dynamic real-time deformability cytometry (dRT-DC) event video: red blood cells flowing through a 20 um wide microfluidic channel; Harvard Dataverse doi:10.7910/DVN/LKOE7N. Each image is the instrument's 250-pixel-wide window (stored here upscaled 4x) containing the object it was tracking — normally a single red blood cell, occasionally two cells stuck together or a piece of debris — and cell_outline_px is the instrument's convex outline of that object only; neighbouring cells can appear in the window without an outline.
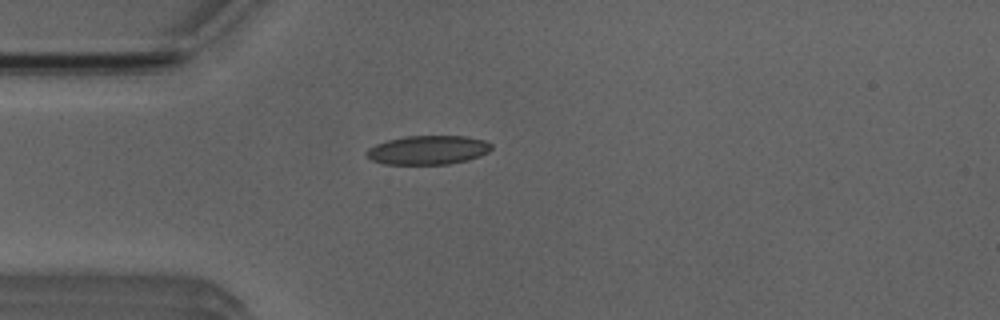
{"species": "Egyptian fruit bat (a non-hibernating species)", "species_latin": "Rousettus aegyptiacus", "temperature_condition": "room temperature", "stored_images_in_passage": 28, "camera_frame_rate_fps": 3000, "um_per_image_px": 0.085, "animal": {"sex": "male"}, "frame": {"image": 1, "passage_image": 1, "time_ms": 0.0, "image_size_px": [1000, 320], "cell_outline_px": [[492, 148], [488, 152], [480, 156], [468, 160], [448, 164], [384, 164], [372, 160], [364, 152], [368, 148], [376, 144], [388, 140], [404, 136], [464, 136], [484, 140], [492, 144]], "centroid_in_image_um": [36.38, 12.75], "position_along_channel_um": 48.6, "area_um2": 21.1}}
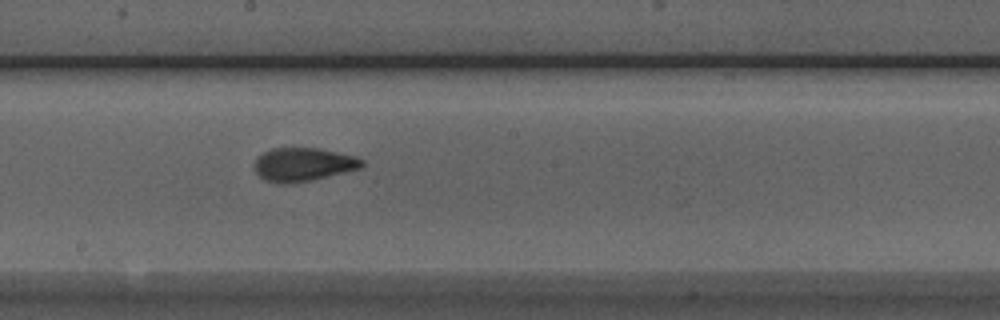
{"frame": {"image": 2, "passage_image": 15, "time_ms": 4.667, "image_size_px": [1000, 320], "cell_outline_px": [[364, 164], [360, 168], [312, 180], [288, 184], [276, 184], [264, 180], [256, 172], [256, 156], [272, 148], [320, 148], [356, 156], [364, 160]], "centroid_in_image_um": [25.77, 13.98], "position_along_channel_um": 222.4, "area_um2": 21.04}}
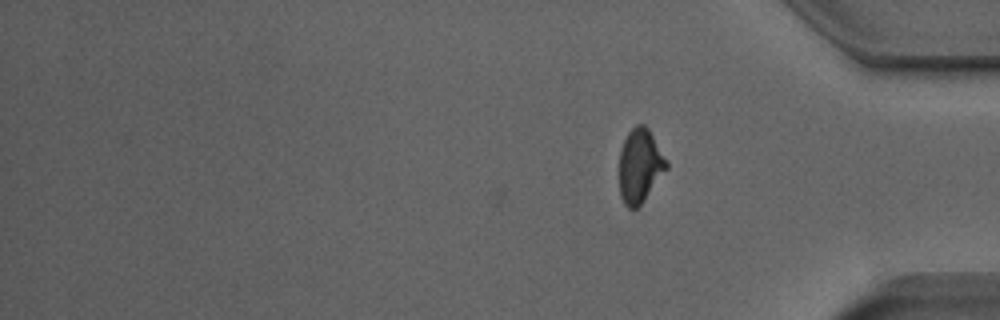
{"frame": {"image": 3, "passage_image": 28, "time_ms": 9.0, "image_size_px": [1000, 320], "cell_outline_px": [[668, 168], [640, 204], [636, 208], [628, 208], [624, 204], [620, 196], [620, 152], [624, 140], [628, 132], [636, 124], [644, 124], [648, 128], [668, 160]], "centroid_in_image_um": [54.4, 14.06], "position_along_channel_um": 380.8, "area_um2": 20.17}, "authors_computed_cell_mechanics": {"area_um2": 20.808, "velocity_mm_per_s": 3.9427, "shape_relaxation_time_tau1_ms": 4.0949, "shape_relaxation_time_tau2_ms": 1.3571, "deformation_change_tau1": 0.1453, "deformation_change_tau2": 0.0682}}